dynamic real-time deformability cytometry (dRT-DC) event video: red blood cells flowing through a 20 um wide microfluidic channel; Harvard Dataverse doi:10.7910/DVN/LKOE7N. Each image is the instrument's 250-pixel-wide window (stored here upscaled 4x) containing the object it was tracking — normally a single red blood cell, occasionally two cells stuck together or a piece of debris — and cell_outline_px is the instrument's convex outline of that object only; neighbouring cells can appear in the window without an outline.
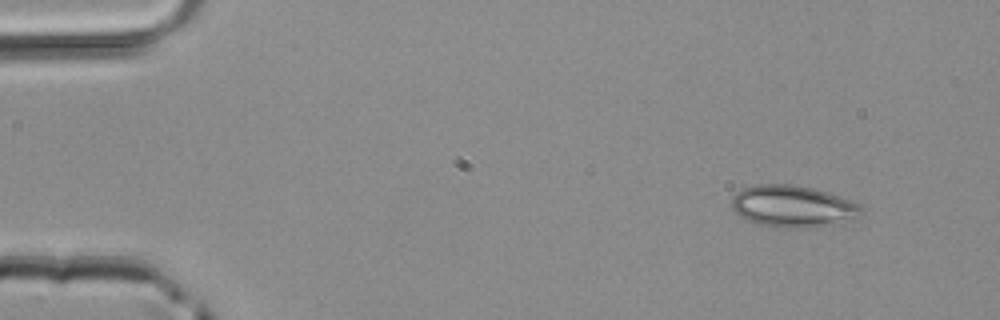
{"species": "common noctule bat (a hibernating species)", "species_latin": "Nyctalus noctula", "temperature_condition": "room temperature", "stored_images_in_passage": 4, "camera_frame_rate_fps": 3000, "um_per_image_px": 0.085, "animal": {"sex": "male", "body_mass_g": 20.4}, "frame": {"image": 1, "passage_image": 1, "time_ms": 0.0, "image_size_px": [1000, 320], "cell_outline_px": [[864, 212], [840, 224], [804, 228], [784, 228], [756, 224], [740, 216], [732, 208], [732, 196], [736, 192], [744, 188], [756, 184], [792, 184], [812, 188], [828, 192], [840, 196], [860, 204], [864, 208]], "centroid_in_image_um": [67.4, 17.54], "position_along_channel_um": 17.6, "area_um2": 31.85}}